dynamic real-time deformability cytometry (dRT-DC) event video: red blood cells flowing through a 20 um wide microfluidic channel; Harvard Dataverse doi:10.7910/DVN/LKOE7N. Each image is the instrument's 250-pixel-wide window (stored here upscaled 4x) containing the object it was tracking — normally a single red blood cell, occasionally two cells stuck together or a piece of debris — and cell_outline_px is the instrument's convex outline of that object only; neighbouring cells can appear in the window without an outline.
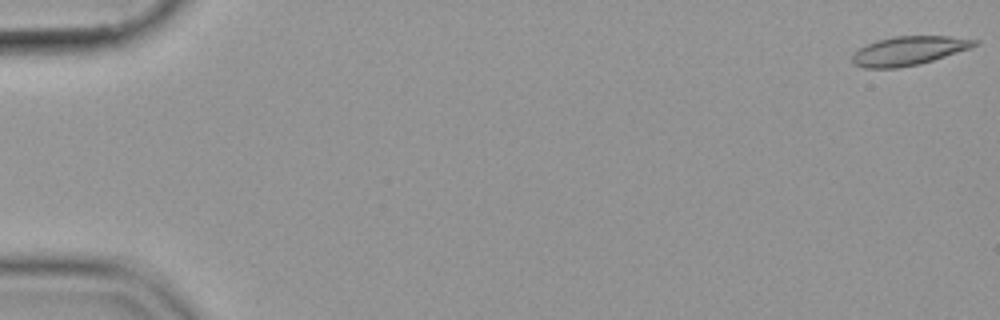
{"species": "common noctule bat (a hibernating species)", "species_latin": "Nyctalus noctula", "temperature_condition": "cold", "stored_images_in_passage": 55, "camera_frame_rate_fps": 3000, "um_per_image_px": 0.085, "animal": {"sex": "female", "body_mass_g": 19.9}, "frame": {"image": 1, "passage_image": 1, "time_ms": 0.0, "image_size_px": [1000, 320], "cell_outline_px": [[980, 44], [972, 48], [920, 64], [896, 68], [864, 68], [856, 64], [852, 60], [852, 52], [876, 40], [896, 36], [948, 36], [980, 40]], "centroid_in_image_um": [77.29, 4.31], "position_along_channel_um": 7.7, "area_um2": 20.69}}
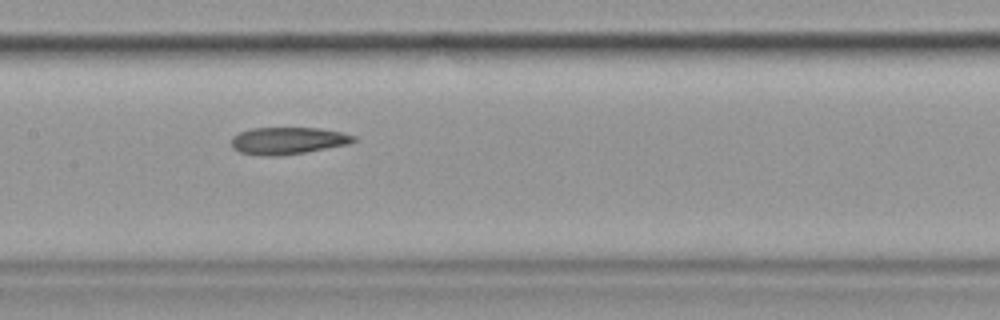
{"frame": {"image": 2, "passage_image": 28, "time_ms": 9.0, "image_size_px": [1000, 320], "cell_outline_px": [[356, 140], [348, 144], [304, 152], [276, 156], [264, 156], [240, 152], [232, 148], [232, 136], [240, 132], [252, 128], [320, 128], [340, 132], [356, 136]], "centroid_in_image_um": [24.45, 11.95], "position_along_channel_um": 183.0, "area_um2": 19.13}}
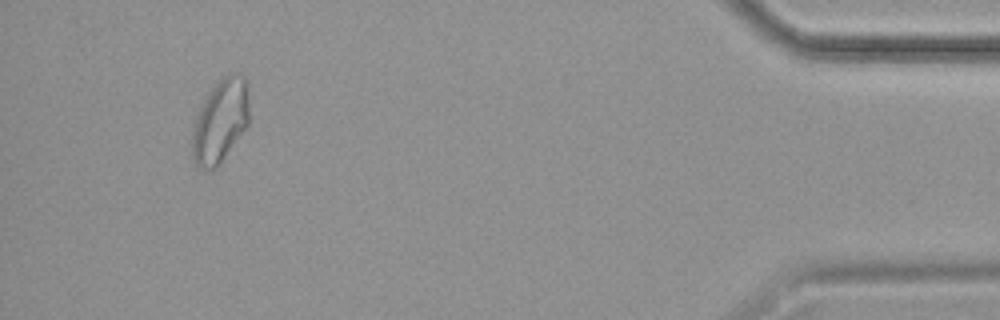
{"frame": {"image": 3, "passage_image": 52, "time_ms": 17.0, "image_size_px": [1000, 320], "cell_outline_px": [[248, 124], [216, 168], [200, 168], [196, 164], [192, 156], [192, 128], [204, 96], [228, 72], [236, 72], [244, 76], [248, 80]], "centroid_in_image_um": [18.72, 10.22], "position_along_channel_um": 416.5, "area_um2": 27.63}}